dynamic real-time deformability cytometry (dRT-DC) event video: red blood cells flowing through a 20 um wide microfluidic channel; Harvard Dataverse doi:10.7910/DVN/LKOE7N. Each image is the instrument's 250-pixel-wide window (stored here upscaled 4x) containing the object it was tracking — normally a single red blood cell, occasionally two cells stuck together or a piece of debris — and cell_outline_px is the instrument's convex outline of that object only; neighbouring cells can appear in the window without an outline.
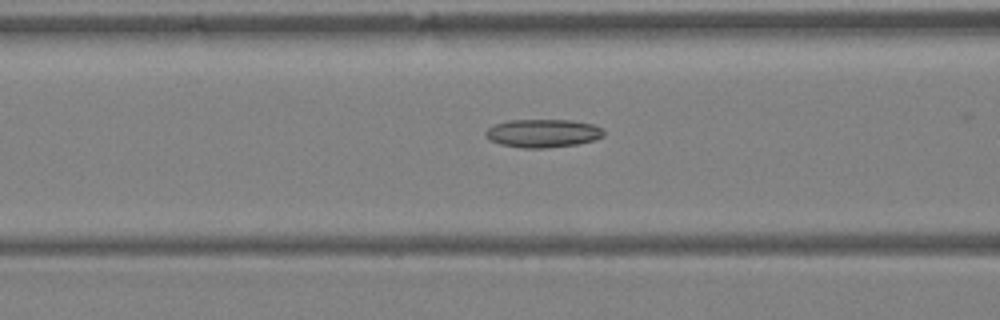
{"species": "Egyptian fruit bat (a non-hibernating species)", "species_latin": "Rousettus aegyptiacus", "temperature_condition": "warm", "stored_images_in_passage": 8, "camera_frame_rate_fps": 3000, "um_per_image_px": 0.085, "animal": {"sex": "female"}, "frame": {"image": 1, "passage_image": 6, "time_ms": 1.667, "image_size_px": [1000, 320], "cell_outline_px": [[604, 136], [596, 140], [576, 144], [544, 148], [520, 148], [500, 144], [488, 140], [484, 136], [484, 132], [488, 128], [496, 124], [508, 120], [572, 120], [592, 124], [600, 128], [604, 132]], "centroid_in_image_um": [46.11, 11.33], "position_along_channel_um": 120.5, "area_um2": 19.54}}